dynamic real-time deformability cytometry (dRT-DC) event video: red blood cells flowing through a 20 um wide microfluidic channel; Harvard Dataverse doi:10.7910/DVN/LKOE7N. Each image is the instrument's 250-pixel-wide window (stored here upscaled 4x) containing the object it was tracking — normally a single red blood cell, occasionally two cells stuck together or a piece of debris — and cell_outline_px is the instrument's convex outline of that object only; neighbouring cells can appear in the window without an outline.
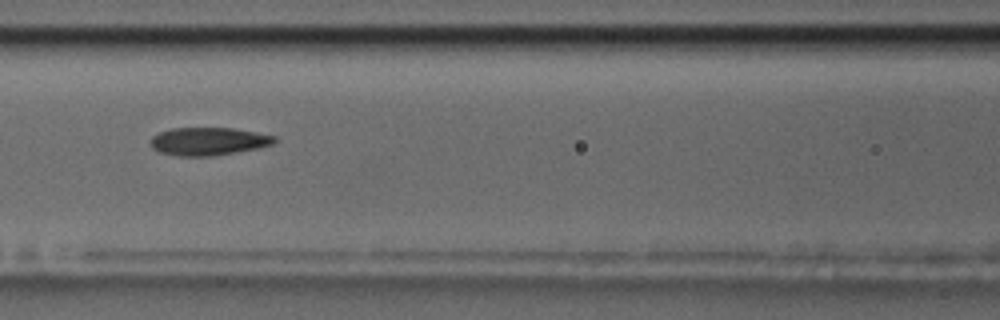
{"species": "common noctule bat (a hibernating species)", "species_latin": "Nyctalus noctula", "temperature_condition": "room temperature", "stored_images_in_passage": 38, "camera_frame_rate_fps": 3000, "um_per_image_px": 0.085, "animal": {"sex": "male", "body_mass_g": 17.5, "forearm_length_mm": 52.3}, "frame": {"image": 1, "passage_image": 7, "time_ms": 2.0, "image_size_px": [1000, 320], "cell_outline_px": [[276, 140], [272, 144], [256, 148], [236, 152], [212, 156], [176, 156], [160, 152], [152, 148], [148, 144], [148, 140], [152, 136], [160, 132], [172, 128], [232, 128], [256, 132], [276, 136]], "centroid_in_image_um": [17.65, 12.01], "position_along_channel_um": 148.9, "area_um2": 20.23}}
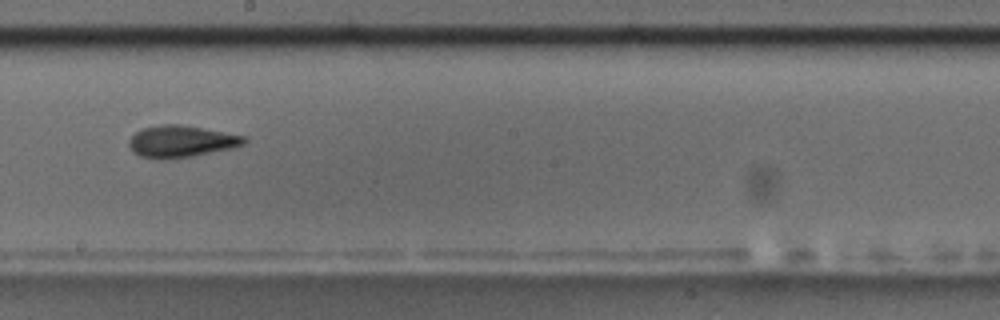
{"frame": {"image": 2, "passage_image": 14, "time_ms": 4.333, "image_size_px": [1000, 320], "cell_outline_px": [[248, 140], [244, 144], [236, 148], [176, 160], [156, 160], [140, 156], [128, 144], [128, 140], [136, 132], [144, 128], [160, 124], [180, 124], [248, 136]], "centroid_in_image_um": [15.47, 12.05], "position_along_channel_um": 232.7, "area_um2": 21.96}}
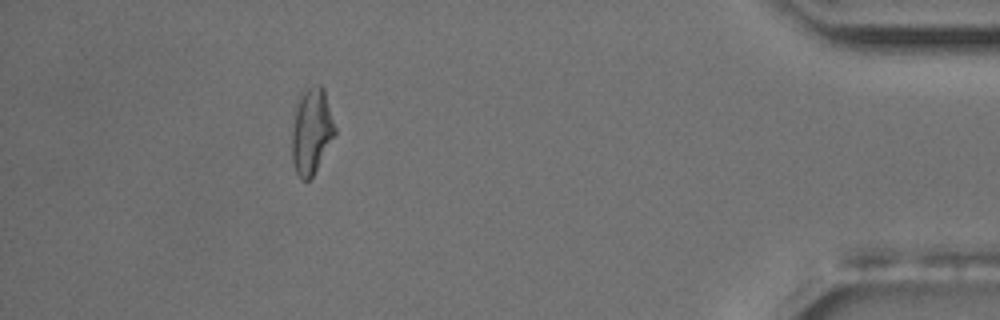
{"frame": {"image": 3, "passage_image": 33, "time_ms": 10.667, "image_size_px": [1000, 320], "cell_outline_px": [[336, 136], [312, 176], [308, 180], [300, 180], [296, 172], [292, 160], [292, 128], [296, 96], [300, 92], [316, 84], [320, 84], [324, 88], [336, 128]], "centroid_in_image_um": [26.47, 11.1], "position_along_channel_um": 408.7, "area_um2": 22.08}}